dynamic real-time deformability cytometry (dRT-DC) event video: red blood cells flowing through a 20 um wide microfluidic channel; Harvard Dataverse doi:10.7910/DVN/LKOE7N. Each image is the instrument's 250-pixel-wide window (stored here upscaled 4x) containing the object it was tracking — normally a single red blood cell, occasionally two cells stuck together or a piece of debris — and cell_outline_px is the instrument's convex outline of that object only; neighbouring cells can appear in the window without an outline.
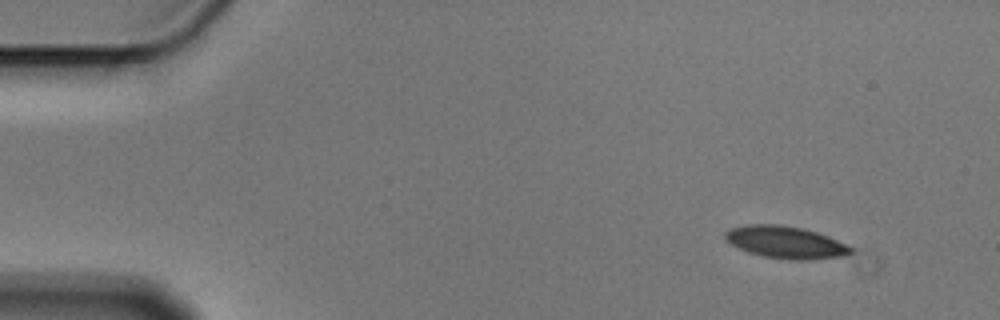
{"species": "Egyptian fruit bat (a non-hibernating species)", "species_latin": "Rousettus aegyptiacus", "temperature_condition": "cold", "stored_images_in_passage": 3, "camera_frame_rate_fps": 3000, "um_per_image_px": 0.085, "animal": {"sex": "male"}, "frame": {"image": 1, "passage_image": 1, "time_ms": 0.0, "image_size_px": [1000, 320], "cell_outline_px": [[852, 252], [844, 256], [812, 260], [788, 260], [764, 256], [748, 252], [724, 240], [724, 232], [732, 228], [748, 224], [780, 224], [804, 228], [828, 236], [852, 248]], "centroid_in_image_um": [66.76, 20.59], "position_along_channel_um": 18.2, "area_um2": 23.58}}